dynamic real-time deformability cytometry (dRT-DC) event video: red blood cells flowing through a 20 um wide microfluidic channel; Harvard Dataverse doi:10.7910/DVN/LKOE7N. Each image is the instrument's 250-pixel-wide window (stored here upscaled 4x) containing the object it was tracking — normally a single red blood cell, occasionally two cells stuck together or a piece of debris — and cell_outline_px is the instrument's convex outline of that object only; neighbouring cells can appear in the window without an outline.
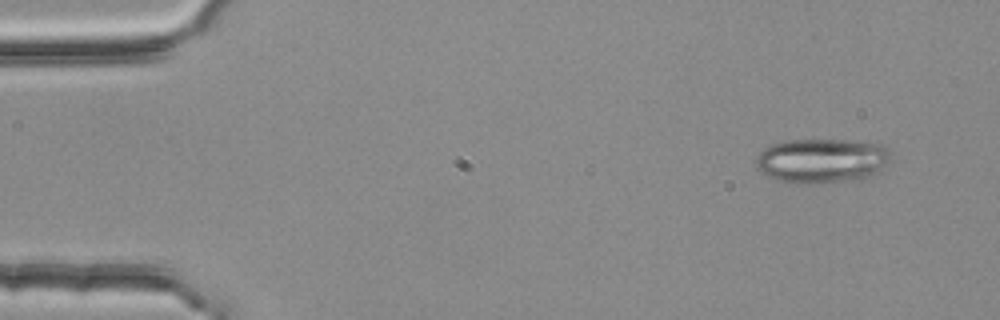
{"species": "common noctule bat (a hibernating species)", "species_latin": "Nyctalus noctula", "temperature_condition": "room temperature", "stored_images_in_passage": 4, "segment_of_instrument_passage": [1, 2], "camera_frame_rate_fps": 3000, "um_per_image_px": 0.085, "animal": {"sex": "female", "body_mass_g": 25.1}, "frame": {"image": 1, "passage_image": 1, "time_ms": 0.0, "image_size_px": [1000, 320], "cell_outline_px": [[892, 160], [876, 172], [860, 180], [804, 184], [796, 184], [776, 180], [760, 172], [756, 168], [756, 156], [768, 144], [784, 140], [856, 140], [884, 144], [888, 148]], "centroid_in_image_um": [69.84, 13.65], "position_along_channel_um": 15.2, "area_um2": 35.72}}